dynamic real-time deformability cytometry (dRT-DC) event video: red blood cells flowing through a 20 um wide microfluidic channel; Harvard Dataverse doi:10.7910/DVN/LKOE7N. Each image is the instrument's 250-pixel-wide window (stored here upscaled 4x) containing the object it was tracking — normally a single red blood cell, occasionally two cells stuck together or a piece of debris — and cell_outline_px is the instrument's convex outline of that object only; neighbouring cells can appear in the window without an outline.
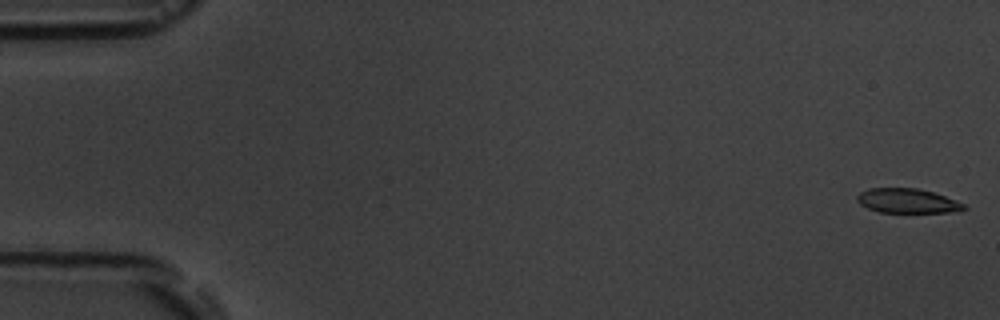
{"species": "common noctule bat (a hibernating species)", "species_latin": "Nyctalus noctula", "temperature_condition": "room temperature", "stored_images_in_passage": 9, "camera_frame_rate_fps": 3000, "um_per_image_px": 0.085, "animal": {"sex": "male", "body_mass_g": 19.5, "forearm_length_mm": 54.6}, "frame": {"image": 1, "passage_image": 1, "time_ms": 0.0, "image_size_px": [1000, 320], "cell_outline_px": [[968, 208], [960, 212], [880, 212], [868, 208], [860, 204], [856, 200], [856, 196], [860, 192], [868, 188], [916, 188], [932, 192], [956, 200], [964, 204]], "centroid_in_image_um": [77.13, 17.07], "position_along_channel_um": 7.9, "area_um2": 15.26}}
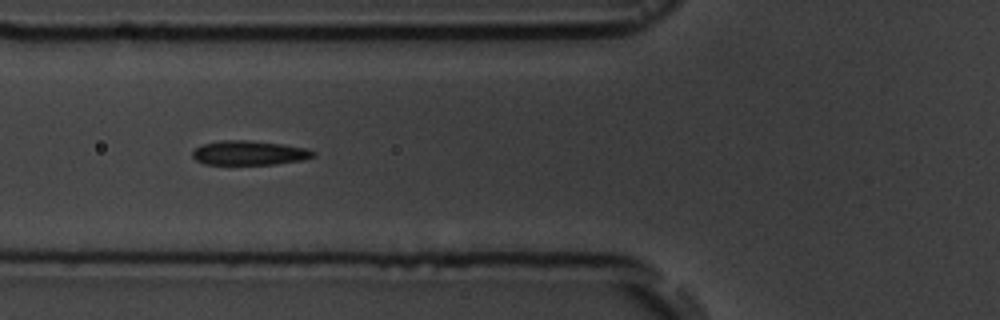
{"frame": {"image": 2, "passage_image": 7, "time_ms": 6.667, "image_size_px": [1000, 320], "cell_outline_px": [[316, 156], [304, 160], [276, 164], [204, 164], [196, 160], [192, 156], [192, 152], [196, 148], [204, 144], [224, 140], [244, 140], [284, 144], [308, 148], [316, 152]], "centroid_in_image_um": [21.25, 13.0], "position_along_channel_um": 104.6, "area_um2": 17.17}}
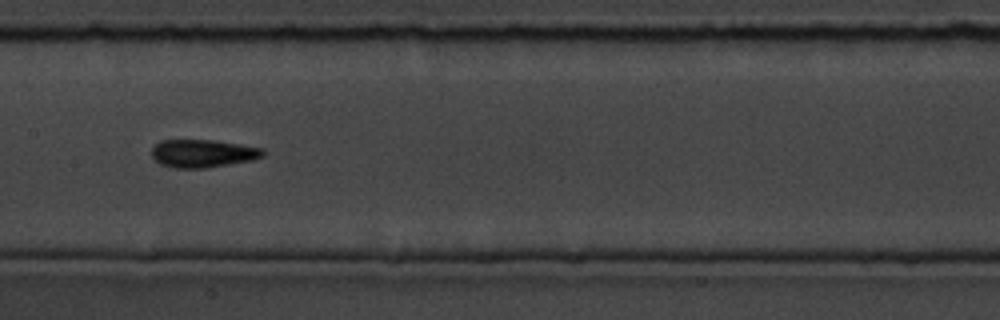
{"frame": {"image": 3, "passage_image": 9, "time_ms": 9.0, "image_size_px": [1000, 320], "cell_outline_px": [[264, 156], [252, 160], [204, 168], [176, 168], [160, 164], [152, 156], [152, 148], [160, 140], [212, 140], [240, 144], [264, 148]], "centroid_in_image_um": [17.24, 13.03], "position_along_channel_um": 190.2, "area_um2": 18.03}}